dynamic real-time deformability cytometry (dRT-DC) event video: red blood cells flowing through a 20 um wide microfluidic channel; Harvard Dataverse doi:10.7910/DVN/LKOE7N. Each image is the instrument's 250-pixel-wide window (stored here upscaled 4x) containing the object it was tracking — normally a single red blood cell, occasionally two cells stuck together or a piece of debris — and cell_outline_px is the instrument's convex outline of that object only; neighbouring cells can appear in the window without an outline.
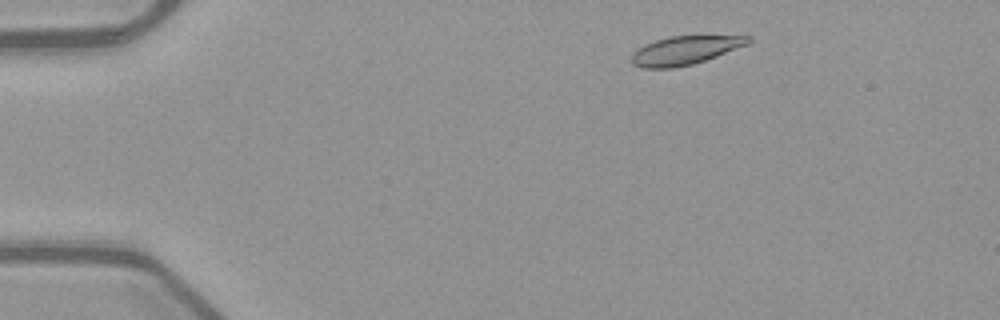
{"species": "common noctule bat (a hibernating species)", "species_latin": "Nyctalus noctula", "temperature_condition": "warm", "stored_images_in_passage": 48, "camera_frame_rate_fps": 3000, "um_per_image_px": 0.085, "animal": {"sex": "female", "body_mass_g": 21.9}, "frame": {"image": 1, "passage_image": 4, "time_ms": 1.0, "image_size_px": [1000, 320], "cell_outline_px": [[752, 40], [748, 44], [716, 56], [692, 64], [672, 68], [640, 68], [632, 64], [632, 52], [644, 44], [668, 36], [752, 36]], "centroid_in_image_um": [58.19, 4.28], "position_along_channel_um": 26.8, "area_um2": 19.31}}
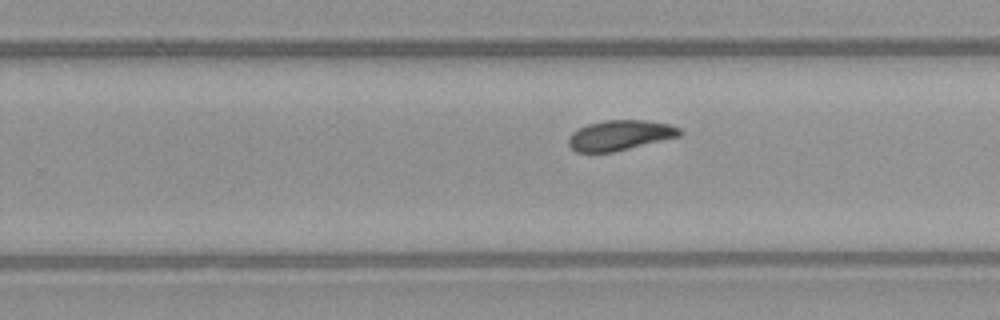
{"frame": {"image": 2, "passage_image": 29, "time_ms": 9.333, "image_size_px": [1000, 320], "cell_outline_px": [[684, 132], [680, 136], [612, 152], [576, 152], [568, 144], [568, 136], [572, 132], [588, 124], [604, 120], [644, 120], [668, 124], [680, 128]], "centroid_in_image_um": [52.69, 11.49], "position_along_channel_um": 277.1, "area_um2": 19.42}}
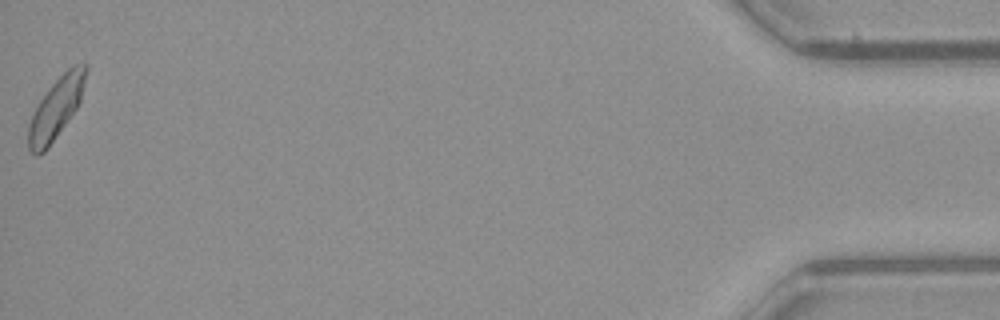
{"frame": {"image": 3, "passage_image": 48, "time_ms": 15.667, "image_size_px": [1000, 320], "cell_outline_px": [[88, 68], [80, 100], [76, 108], [48, 148], [44, 152], [36, 156], [28, 148], [28, 124], [40, 100], [48, 88], [72, 64], [84, 60], [88, 64]], "centroid_in_image_um": [4.79, 9.15], "position_along_channel_um": 430.4, "area_um2": 20.29}, "authors_computed_cell_mechanics": {"area_um2": 20.0566, "velocity_mm_per_s": 3.9502, "shape_relaxation_time_tau1_ms": 3.4943, "shape_relaxation_time_tau2_ms": 8.4635, "deformation_change_tau1": 0.1371, "deformation_change_tau2": 0.146}}